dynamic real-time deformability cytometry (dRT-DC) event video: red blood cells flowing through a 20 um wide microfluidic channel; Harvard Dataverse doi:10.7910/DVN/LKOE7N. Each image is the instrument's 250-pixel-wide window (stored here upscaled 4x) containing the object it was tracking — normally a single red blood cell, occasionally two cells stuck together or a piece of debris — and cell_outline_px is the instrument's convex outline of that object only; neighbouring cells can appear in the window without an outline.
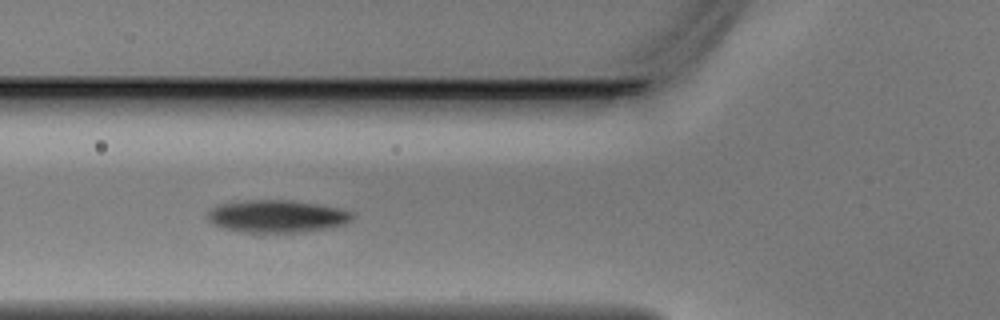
{"species": "Egyptian fruit bat (a non-hibernating species)", "species_latin": "Rousettus aegyptiacus", "temperature_condition": "warm", "stored_images_in_passage": 6, "camera_frame_rate_fps": 3000, "um_per_image_px": 0.085, "animal": {"sex": "male"}, "frame": {"image": 1, "passage_image": 5, "time_ms": 1.333, "image_size_px": [1000, 320], "cell_outline_px": [[356, 216], [352, 220], [344, 224], [324, 228], [260, 236], [224, 228], [212, 224], [208, 220], [208, 212], [212, 208], [220, 204], [236, 200], [292, 200], [340, 208], [356, 212]], "centroid_in_image_um": [23.51, 18.4], "position_along_channel_um": 102.3, "area_um2": 28.15}}
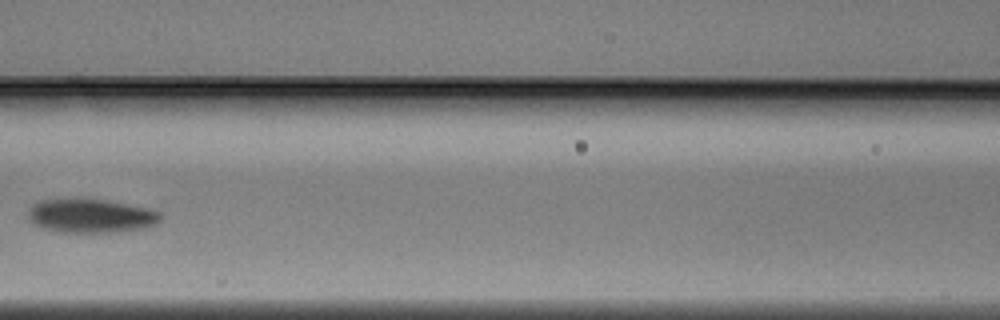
{"frame": {"image": 2, "passage_image": 6, "time_ms": 1.667, "image_size_px": [1000, 320], "cell_outline_px": [[160, 220], [156, 224], [144, 228], [112, 232], [56, 232], [40, 228], [32, 224], [28, 220], [28, 208], [36, 200], [72, 196], [104, 200], [148, 208], [160, 212]], "centroid_in_image_um": [7.59, 18.31], "position_along_channel_um": 159.0, "area_um2": 26.99}}